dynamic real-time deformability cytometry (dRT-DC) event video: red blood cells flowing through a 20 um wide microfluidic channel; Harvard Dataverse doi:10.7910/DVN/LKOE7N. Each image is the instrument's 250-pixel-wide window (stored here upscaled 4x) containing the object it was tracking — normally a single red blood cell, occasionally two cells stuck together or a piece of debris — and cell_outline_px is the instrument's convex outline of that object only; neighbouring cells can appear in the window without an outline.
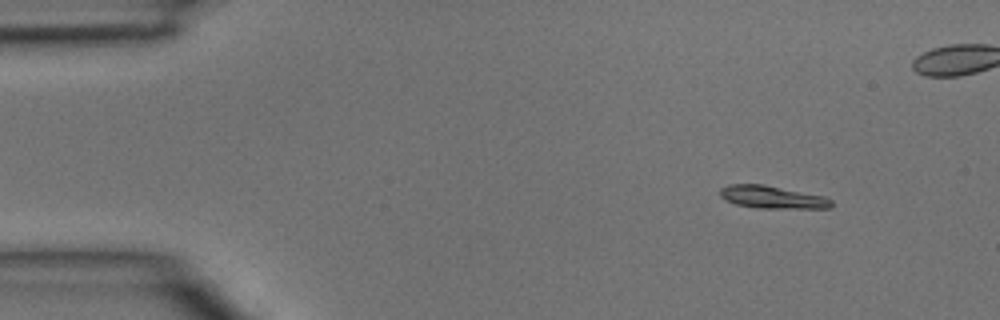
{"species": "common noctule bat (a hibernating species)", "species_latin": "Nyctalus noctula", "temperature_condition": "room temperature", "stored_images_in_passage": 4, "camera_frame_rate_fps": 3000, "um_per_image_px": 0.085, "animal": {"sex": "male", "body_mass_g": 15.6}, "frame": {"image": 1, "passage_image": 1, "time_ms": 0.0, "image_size_px": [1000, 320], "cell_outline_px": [[832, 208], [756, 208], [736, 204], [724, 200], [720, 196], [720, 188], [728, 184], [764, 184], [824, 196], [832, 200]], "centroid_in_image_um": [65.62, 16.75], "position_along_channel_um": 19.4, "area_um2": 14.8}}